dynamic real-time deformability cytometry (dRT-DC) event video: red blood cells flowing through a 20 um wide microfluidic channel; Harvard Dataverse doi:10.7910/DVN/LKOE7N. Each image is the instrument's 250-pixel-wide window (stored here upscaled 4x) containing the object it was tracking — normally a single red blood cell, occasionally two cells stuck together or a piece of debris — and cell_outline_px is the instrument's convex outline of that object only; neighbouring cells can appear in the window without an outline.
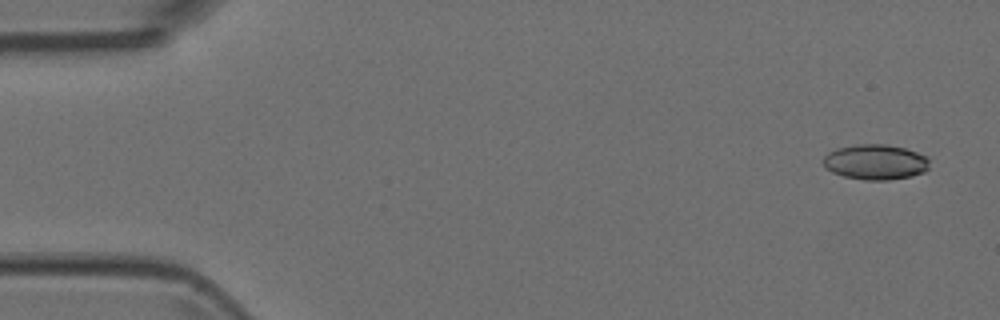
{"species": "Egyptian fruit bat (a non-hibernating species)", "species_latin": "Rousettus aegyptiacus", "temperature_condition": "room temperature", "stored_images_in_passage": 4, "camera_frame_rate_fps": 3000, "um_per_image_px": 0.085, "animal": {"sex": "female"}, "frame": {"image": 1, "passage_image": 1, "time_ms": 0.0, "image_size_px": [1000, 320], "cell_outline_px": [[928, 168], [924, 172], [912, 176], [888, 180], [864, 180], [844, 176], [832, 172], [824, 164], [824, 156], [828, 152], [836, 148], [856, 144], [888, 144], [904, 148], [928, 156]], "centroid_in_image_um": [74.42, 13.76], "position_along_channel_um": 10.6, "area_um2": 21.85}}
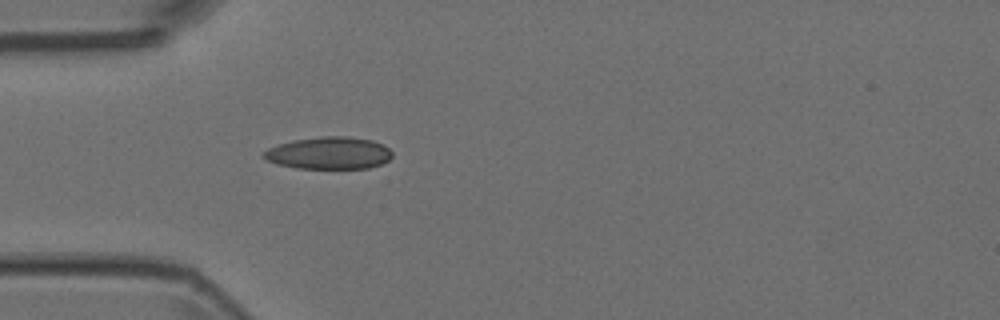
{"frame": {"image": 2, "passage_image": 4, "time_ms": 1.0, "image_size_px": [1000, 320], "cell_outline_px": [[392, 156], [388, 160], [380, 164], [368, 168], [296, 168], [280, 164], [268, 160], [260, 156], [268, 148], [292, 140], [320, 136], [348, 136], [372, 140], [388, 148], [392, 152]], "centroid_in_image_um": [27.96, 13.0], "position_along_channel_um": 57.0, "area_um2": 23.99}}